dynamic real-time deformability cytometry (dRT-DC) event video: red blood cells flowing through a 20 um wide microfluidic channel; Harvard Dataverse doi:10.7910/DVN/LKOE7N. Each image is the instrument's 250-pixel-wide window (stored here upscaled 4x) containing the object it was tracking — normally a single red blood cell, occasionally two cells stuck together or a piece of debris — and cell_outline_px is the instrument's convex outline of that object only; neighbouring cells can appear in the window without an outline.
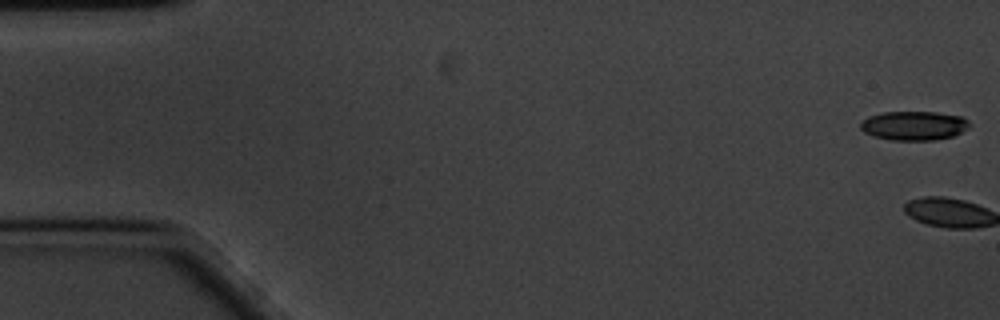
{"species": "common noctule bat (a hibernating species)", "species_latin": "Nyctalus noctula", "temperature_condition": "cold", "stored_images_in_passage": 2, "camera_frame_rate_fps": 3000, "um_per_image_px": 0.085, "animal": {"sex": "male", "body_mass_g": 20.1, "forearm_length_mm": 53.5}, "frame": {"image": 1, "passage_image": 1, "time_ms": 0.0, "image_size_px": [1000, 320], "cell_outline_px": [[968, 128], [952, 136], [936, 140], [892, 140], [872, 136], [864, 132], [860, 128], [860, 124], [868, 116], [880, 112], [936, 112], [960, 116], [968, 120]], "centroid_in_image_um": [77.64, 10.68], "position_along_channel_um": 7.4, "area_um2": 18.44}}